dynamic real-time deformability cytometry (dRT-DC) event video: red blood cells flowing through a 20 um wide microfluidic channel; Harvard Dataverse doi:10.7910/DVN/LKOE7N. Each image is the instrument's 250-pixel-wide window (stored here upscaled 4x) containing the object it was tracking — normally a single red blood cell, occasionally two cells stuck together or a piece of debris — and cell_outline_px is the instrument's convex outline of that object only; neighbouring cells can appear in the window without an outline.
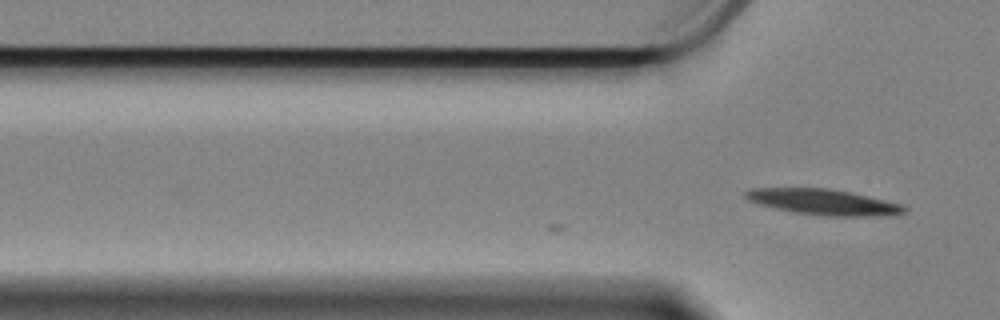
{"species": "Egyptian fruit bat (a non-hibernating species)", "species_latin": "Rousettus aegyptiacus", "temperature_condition": "cold", "stored_images_in_passage": 2, "camera_frame_rate_fps": 3000, "um_per_image_px": 0.085, "animal": {"sex": "female"}, "frame": {"image": 1, "passage_image": 2, "time_ms": 0.333, "image_size_px": [1000, 320], "cell_outline_px": [[908, 212], [896, 216], [824, 216], [792, 212], [756, 204], [748, 200], [744, 196], [744, 192], [752, 188], [832, 188], [852, 192], [904, 204], [908, 208]], "centroid_in_image_um": [70.07, 17.18], "position_along_channel_um": 55.7, "area_um2": 24.45}}